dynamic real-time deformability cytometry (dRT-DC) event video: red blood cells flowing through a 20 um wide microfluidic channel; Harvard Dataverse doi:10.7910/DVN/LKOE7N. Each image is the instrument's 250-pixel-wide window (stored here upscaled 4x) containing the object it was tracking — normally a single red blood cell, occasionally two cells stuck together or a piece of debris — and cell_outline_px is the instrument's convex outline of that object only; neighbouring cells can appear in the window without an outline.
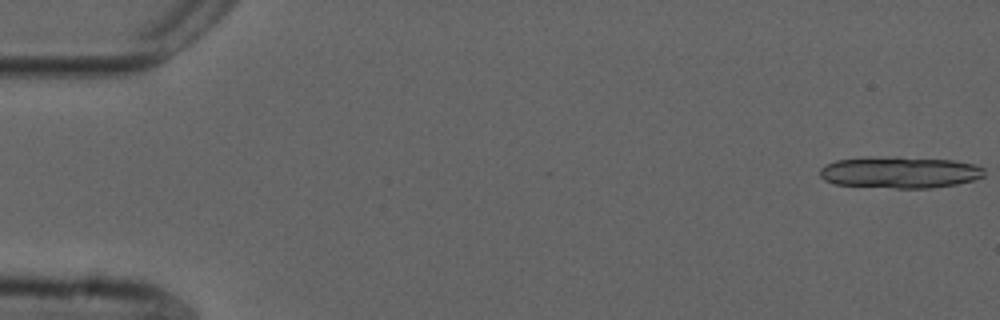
{"species": "common noctule bat (a hibernating species)", "species_latin": "Nyctalus noctula", "temperature_condition": "cold", "stored_images_in_passage": 4, "camera_frame_rate_fps": 3000, "um_per_image_px": 0.085, "animal": {"sex": "male", "forearm_length_mm": 52.5}, "frame": {"image": 1, "passage_image": 1, "time_ms": 0.0, "image_size_px": [1000, 320], "cell_outline_px": [[984, 176], [972, 180], [956, 184], [932, 188], [896, 188], [836, 184], [824, 180], [820, 176], [820, 168], [836, 160], [868, 156], [896, 156], [952, 160], [972, 164], [984, 168]], "centroid_in_image_um": [76.46, 14.63], "position_along_channel_um": 8.5, "area_um2": 30.4}}